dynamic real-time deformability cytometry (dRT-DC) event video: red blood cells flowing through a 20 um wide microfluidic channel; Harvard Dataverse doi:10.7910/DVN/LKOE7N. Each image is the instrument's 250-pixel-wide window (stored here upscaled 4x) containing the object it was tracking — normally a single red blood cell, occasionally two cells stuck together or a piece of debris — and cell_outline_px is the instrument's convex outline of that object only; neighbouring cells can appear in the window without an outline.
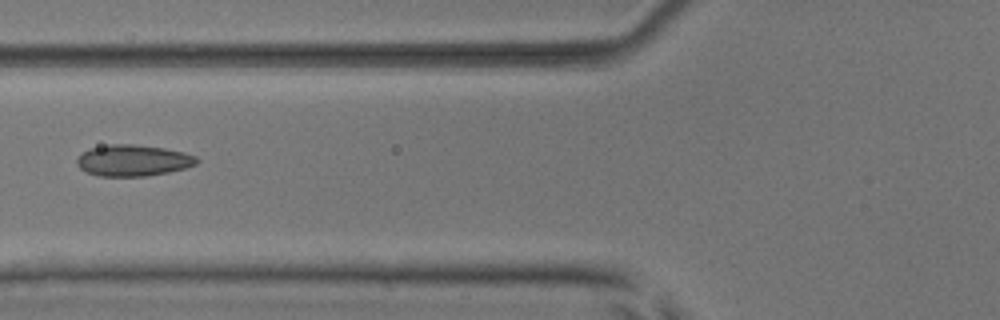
{"species": "common noctule bat (a hibernating species)", "species_latin": "Nyctalus noctula", "temperature_condition": "room temperature", "stored_images_in_passage": 7, "camera_frame_rate_fps": 3000, "um_per_image_px": 0.085, "animal": {"sex": "male", "body_mass_g": 17.9, "forearm_length_mm": 54.2}, "frame": {"image": 1, "passage_image": 6, "time_ms": 6.667, "image_size_px": [1000, 320], "cell_outline_px": [[200, 160], [196, 164], [184, 168], [168, 172], [148, 176], [100, 176], [88, 172], [80, 168], [76, 164], [76, 160], [88, 148], [108, 144], [132, 144], [164, 148], [184, 152], [196, 156]], "centroid_in_image_um": [11.32, 13.63], "position_along_channel_um": 114.5, "area_um2": 21.85}}
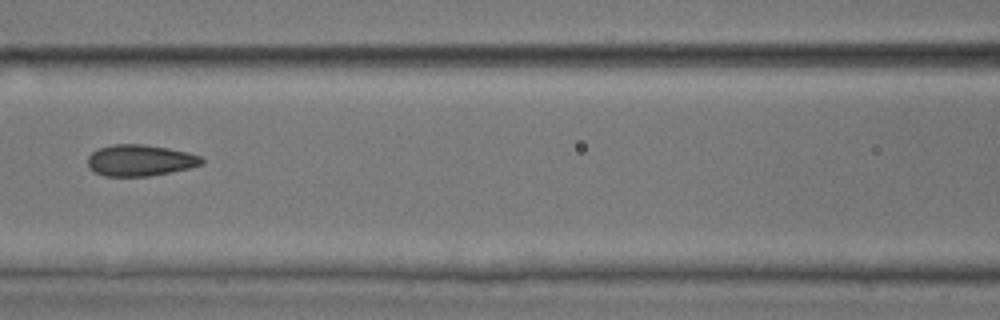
{"frame": {"image": 2, "passage_image": 7, "time_ms": 7.667, "image_size_px": [1000, 320], "cell_outline_px": [[204, 160], [200, 164], [188, 168], [148, 176], [104, 176], [96, 172], [88, 164], [88, 156], [92, 152], [100, 148], [112, 144], [144, 144], [168, 148], [188, 152], [200, 156]], "centroid_in_image_um": [11.9, 13.62], "position_along_channel_um": 154.7, "area_um2": 20.52}}